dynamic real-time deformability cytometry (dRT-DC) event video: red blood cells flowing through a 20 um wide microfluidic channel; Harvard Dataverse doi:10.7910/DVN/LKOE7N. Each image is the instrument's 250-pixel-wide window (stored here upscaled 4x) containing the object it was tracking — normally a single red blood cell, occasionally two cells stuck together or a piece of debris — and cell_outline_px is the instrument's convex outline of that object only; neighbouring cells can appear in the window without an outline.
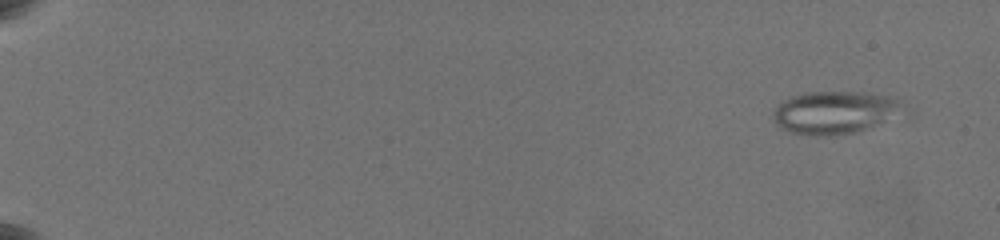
{"species": "common noctule bat (a hibernating species)", "species_latin": "Nyctalus noctula", "temperature_condition": "warm", "stored_images_in_passage": 31, "camera_frame_rate_fps": 3000, "um_per_image_px": 0.085, "animal": {"sex": "female", "body_mass_g": 19.5, "forearm_length_mm": 54.1}, "frame": {"image": 1, "passage_image": 5, "time_ms": 1.0, "image_size_px": [1000, 240], "cell_outline_px": [[916, 108], [912, 116], [856, 132], [832, 136], [820, 136], [788, 132], [776, 124], [772, 116], [772, 112], [784, 100], [792, 96], [808, 92], [868, 92], [884, 96], [896, 100]], "centroid_in_image_um": [71.22, 9.58], "position_along_channel_um": 13.8, "area_um2": 33.99}}